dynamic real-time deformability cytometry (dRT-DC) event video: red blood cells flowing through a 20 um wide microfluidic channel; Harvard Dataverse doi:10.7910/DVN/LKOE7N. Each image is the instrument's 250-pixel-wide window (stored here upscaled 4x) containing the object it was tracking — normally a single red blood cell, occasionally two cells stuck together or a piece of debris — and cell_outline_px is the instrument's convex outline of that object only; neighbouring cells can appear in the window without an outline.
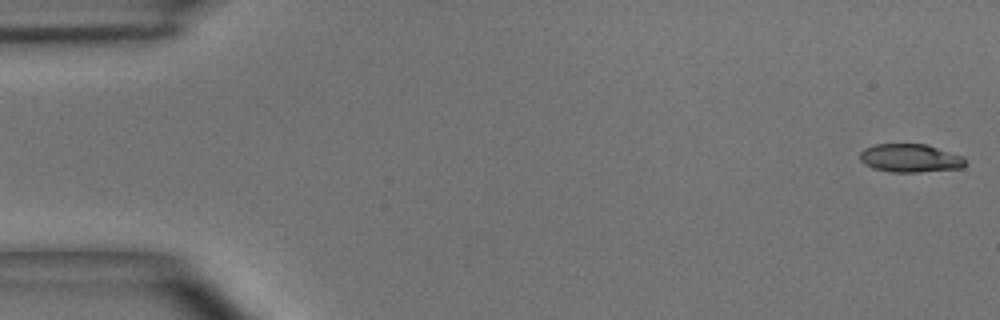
{"species": "common noctule bat (a hibernating species)", "species_latin": "Nyctalus noctula", "temperature_condition": "room temperature", "stored_images_in_passage": 49, "camera_frame_rate_fps": 3000, "um_per_image_px": 0.085, "animal": {"sex": "male", "body_mass_g": 15.6}, "frame": {"image": 1, "passage_image": 1, "time_ms": 0.0, "image_size_px": [1000, 320], "cell_outline_px": [[964, 164], [960, 168], [920, 172], [892, 172], [872, 168], [864, 164], [860, 160], [860, 152], [864, 148], [876, 144], [928, 144], [964, 156]], "centroid_in_image_um": [77.35, 13.43], "position_along_channel_um": 7.7, "area_um2": 17.46}}
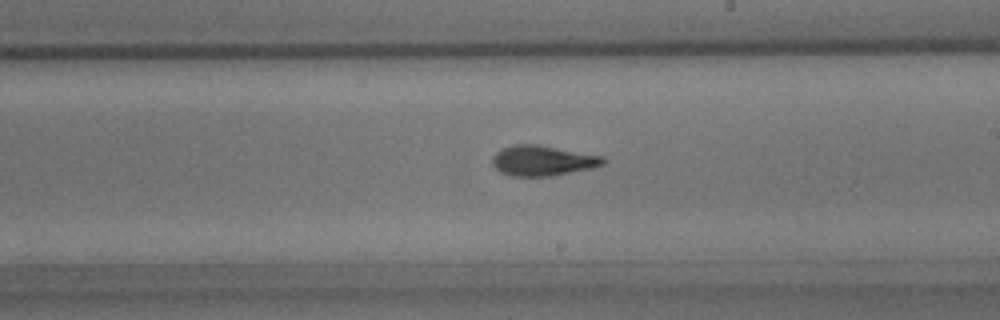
{"frame": {"image": 2, "passage_image": 28, "time_ms": 9.0, "image_size_px": [1000, 320], "cell_outline_px": [[608, 160], [604, 164], [592, 168], [552, 176], [512, 176], [500, 172], [492, 164], [492, 156], [500, 148], [512, 144], [536, 144], [604, 156]], "centroid_in_image_um": [46.12, 13.65], "position_along_channel_um": 242.9, "area_um2": 19.77}}
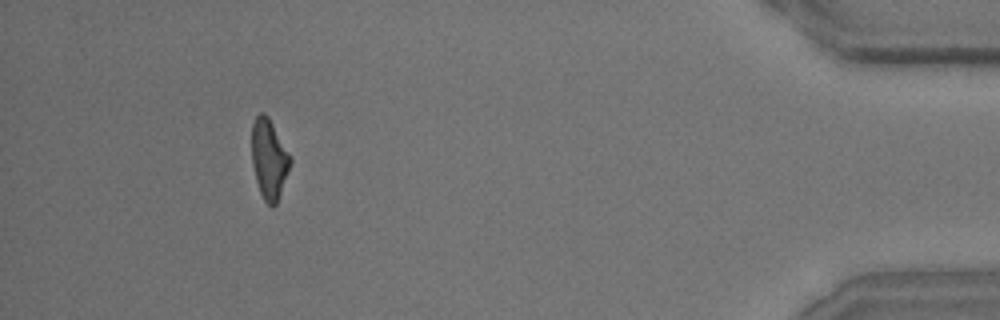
{"frame": {"image": 3, "passage_image": 45, "time_ms": 14.667, "image_size_px": [1000, 320], "cell_outline_px": [[292, 160], [276, 204], [272, 208], [264, 200], [260, 192], [256, 180], [252, 164], [252, 124], [256, 116], [260, 112], [264, 112], [268, 116], [292, 156]], "centroid_in_image_um": [22.87, 13.49], "position_along_channel_um": 412.3, "area_um2": 17.92}, "authors_computed_cell_mechanics": {"area_um2": 18.6116, "velocity_mm_per_s": 4.0773, "shape_relaxation_time_tau1_ms": 3.4468, "shape_relaxation_time_tau2_ms": 2.4759, "deformation_change_tau1": 0.1565, "deformation_change_tau2": 0.1179}}